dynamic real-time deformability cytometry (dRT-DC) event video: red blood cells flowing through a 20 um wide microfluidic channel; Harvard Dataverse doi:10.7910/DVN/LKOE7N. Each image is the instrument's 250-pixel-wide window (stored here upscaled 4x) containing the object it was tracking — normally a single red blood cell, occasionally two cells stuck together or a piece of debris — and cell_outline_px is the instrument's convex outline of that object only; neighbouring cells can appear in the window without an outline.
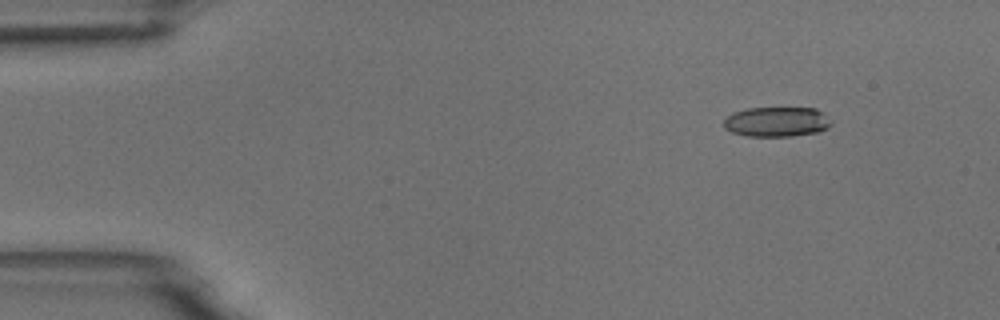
{"species": "common noctule bat (a hibernating species)", "species_latin": "Nyctalus noctula", "temperature_condition": "room temperature", "stored_images_in_passage": 9, "camera_frame_rate_fps": 3000, "um_per_image_px": 0.085, "animal": {"sex": "male", "body_mass_g": 18.8}, "frame": {"image": 1, "passage_image": 1, "time_ms": 0.0, "image_size_px": [1000, 320], "cell_outline_px": [[832, 124], [828, 128], [820, 132], [792, 136], [748, 136], [732, 132], [724, 128], [724, 120], [732, 112], [748, 108], [816, 108], [824, 112], [832, 120]], "centroid_in_image_um": [66.07, 10.35], "position_along_channel_um": 18.9, "area_um2": 18.96}}
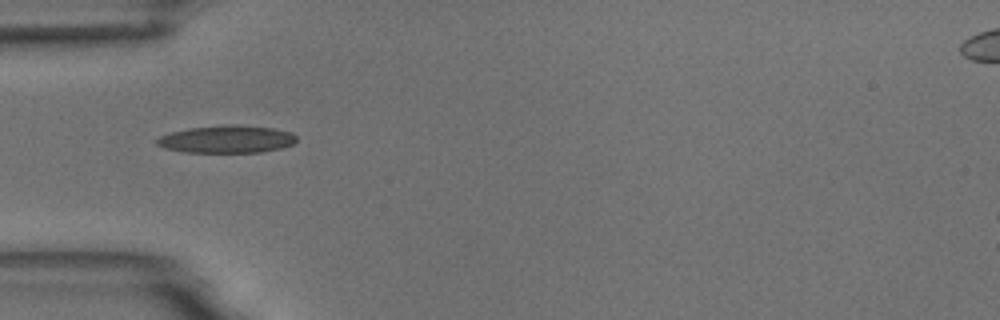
{"frame": {"image": 2, "passage_image": 4, "time_ms": 3.667, "image_size_px": [1000, 320], "cell_outline_px": [[296, 140], [292, 144], [280, 148], [260, 152], [184, 152], [164, 148], [156, 144], [156, 140], [160, 136], [172, 132], [192, 128], [224, 124], [236, 124], [272, 128], [292, 132], [296, 136]], "centroid_in_image_um": [19.27, 11.83], "position_along_channel_um": 65.7, "area_um2": 22.31}}
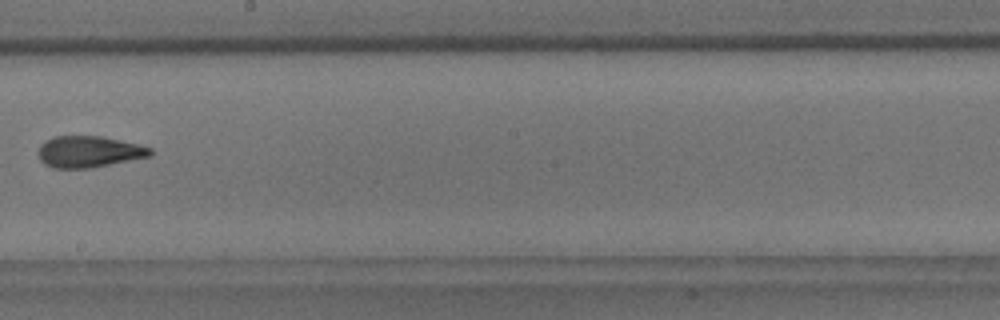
{"frame": {"image": 3, "passage_image": 8, "time_ms": 8.333, "image_size_px": [1000, 320], "cell_outline_px": [[152, 156], [92, 168], [52, 168], [44, 164], [40, 160], [40, 144], [44, 140], [52, 136], [100, 136], [140, 144], [152, 148]], "centroid_in_image_um": [7.57, 12.89], "position_along_channel_um": 240.6, "area_um2": 20.69}}